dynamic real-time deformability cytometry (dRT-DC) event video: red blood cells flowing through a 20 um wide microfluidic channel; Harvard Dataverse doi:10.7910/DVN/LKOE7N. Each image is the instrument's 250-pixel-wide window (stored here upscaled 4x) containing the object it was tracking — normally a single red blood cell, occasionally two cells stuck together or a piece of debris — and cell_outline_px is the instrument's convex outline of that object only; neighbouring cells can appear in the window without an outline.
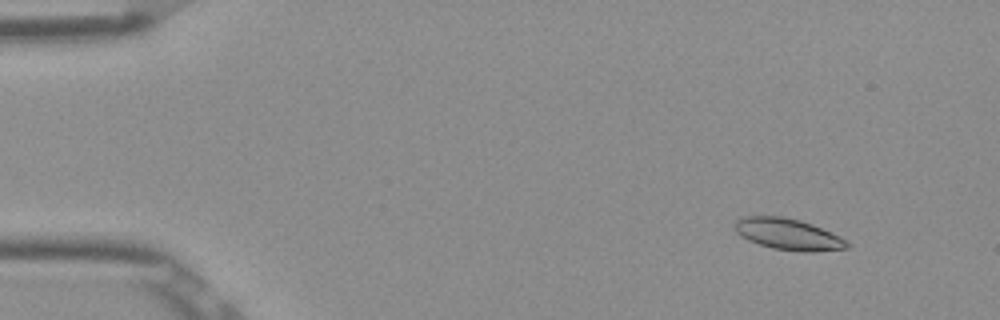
{"species": "Egyptian fruit bat (a non-hibernating species)", "species_latin": "Rousettus aegyptiacus", "temperature_condition": "room temperature", "stored_images_in_passage": 52, "camera_frame_rate_fps": 3000, "um_per_image_px": 0.085, "frame": {"image": 1, "passage_image": 5, "time_ms": 1.333, "image_size_px": [1000, 320], "cell_outline_px": [[852, 244], [848, 248], [812, 252], [804, 252], [772, 248], [748, 240], [740, 236], [732, 228], [736, 220], [744, 216], [780, 216], [800, 220], [812, 224], [840, 236], [848, 240]], "centroid_in_image_um": [67.0, 19.91], "position_along_channel_um": 18.0, "area_um2": 20.69}}
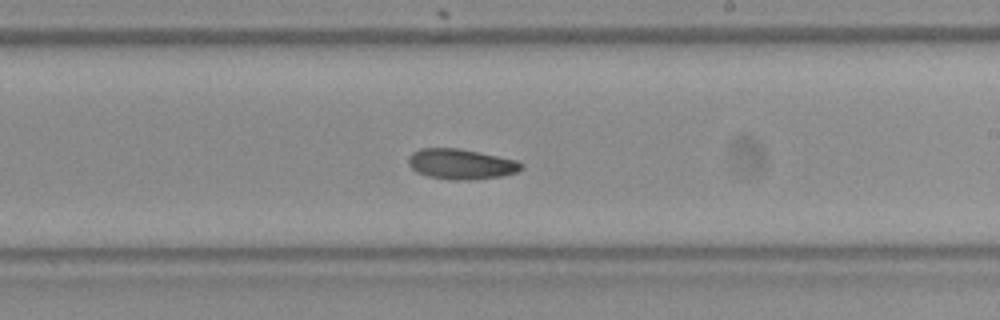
{"frame": {"image": 2, "passage_image": 31, "time_ms": 10.0, "image_size_px": [1000, 320], "cell_outline_px": [[524, 168], [516, 172], [500, 176], [468, 180], [456, 180], [428, 176], [416, 172], [408, 164], [408, 156], [412, 152], [420, 148], [460, 148], [480, 152], [516, 160], [524, 164]], "centroid_in_image_um": [39.17, 13.93], "position_along_channel_um": 249.8, "area_um2": 20.0}}
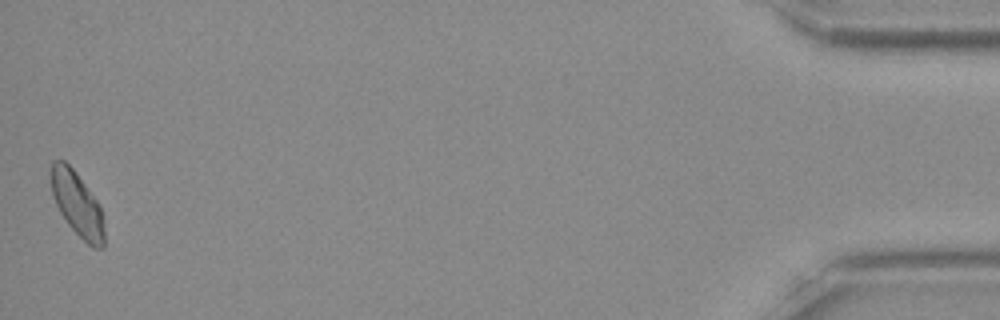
{"frame": {"image": 3, "passage_image": 52, "time_ms": 17.0, "image_size_px": [1000, 320], "cell_outline_px": [[104, 248], [92, 248], [68, 224], [60, 212], [52, 196], [52, 160], [64, 160], [76, 172], [96, 200], [100, 208], [104, 220]], "centroid_in_image_um": [6.58, 17.37], "position_along_channel_um": 428.6, "area_um2": 19.59}}